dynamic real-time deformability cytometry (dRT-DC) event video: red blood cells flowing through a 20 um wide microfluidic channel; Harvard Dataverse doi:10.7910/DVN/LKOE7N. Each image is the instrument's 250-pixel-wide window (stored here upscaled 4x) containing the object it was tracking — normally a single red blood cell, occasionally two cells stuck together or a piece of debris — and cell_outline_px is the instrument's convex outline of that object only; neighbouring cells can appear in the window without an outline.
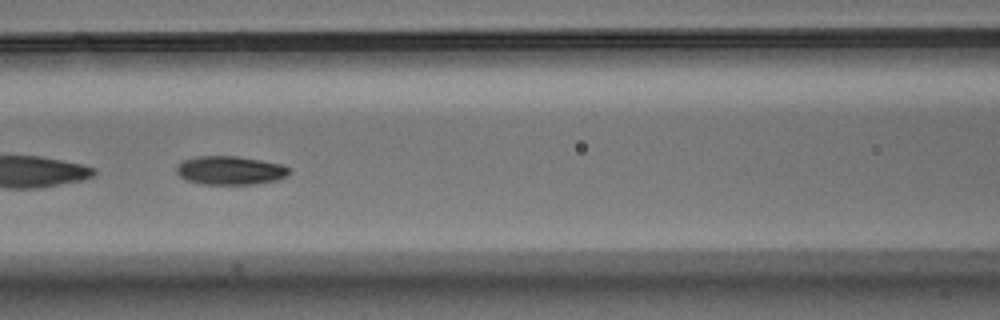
{"species": "Egyptian fruit bat (a non-hibernating species)", "species_latin": "Rousettus aegyptiacus", "temperature_condition": "warm", "stored_images_in_passage": 53, "camera_frame_rate_fps": 3000, "um_per_image_px": 0.085, "animal": {"sex": "male"}, "frame": {"image": 1, "passage_image": 23, "time_ms": 7.333, "image_size_px": [1000, 320], "cell_outline_px": [[288, 176], [276, 180], [256, 184], [200, 184], [184, 180], [176, 172], [176, 164], [184, 160], [196, 156], [236, 156], [260, 160], [280, 164], [288, 168]], "centroid_in_image_um": [19.5, 14.49], "position_along_channel_um": 147.1, "area_um2": 18.84}, "authors_computed_cell_mechanics": {"area_um2": 18.9006, "velocity_mm_per_s": 3.7823, "shape_relaxation_time_tau1_ms": 2.8485, "shape_relaxation_time_tau2_ms": 2.2476, "deformation_change_tau1": 0.1144, "deformation_change_tau2": 0.0722}}